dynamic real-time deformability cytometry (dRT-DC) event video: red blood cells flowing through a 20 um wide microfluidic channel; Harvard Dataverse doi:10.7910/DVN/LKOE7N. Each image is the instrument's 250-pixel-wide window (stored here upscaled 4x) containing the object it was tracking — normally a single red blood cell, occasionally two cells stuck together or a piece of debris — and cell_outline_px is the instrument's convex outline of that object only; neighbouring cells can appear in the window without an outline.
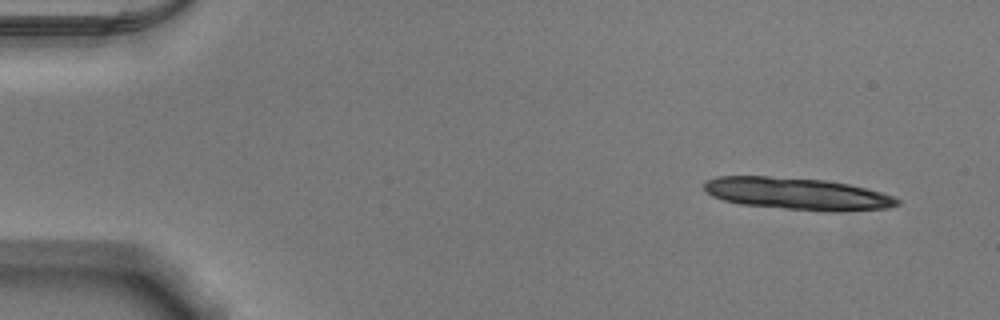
{"species": "Egyptian fruit bat (a non-hibernating species)", "species_latin": "Rousettus aegyptiacus", "temperature_condition": "warm", "stored_images_in_passage": 12, "camera_frame_rate_fps": 3000, "um_per_image_px": 0.085, "animal": {"sex": "male"}, "frame": {"image": 1, "passage_image": 1, "time_ms": 0.0, "image_size_px": [1000, 320], "cell_outline_px": [[900, 204], [888, 208], [836, 212], [828, 212], [740, 204], [724, 200], [712, 196], [704, 188], [704, 184], [708, 180], [716, 176], [768, 176], [824, 180], [848, 184], [880, 192], [892, 196], [900, 200]], "centroid_in_image_um": [67.78, 16.47], "position_along_channel_um": 17.2, "area_um2": 35.89}}